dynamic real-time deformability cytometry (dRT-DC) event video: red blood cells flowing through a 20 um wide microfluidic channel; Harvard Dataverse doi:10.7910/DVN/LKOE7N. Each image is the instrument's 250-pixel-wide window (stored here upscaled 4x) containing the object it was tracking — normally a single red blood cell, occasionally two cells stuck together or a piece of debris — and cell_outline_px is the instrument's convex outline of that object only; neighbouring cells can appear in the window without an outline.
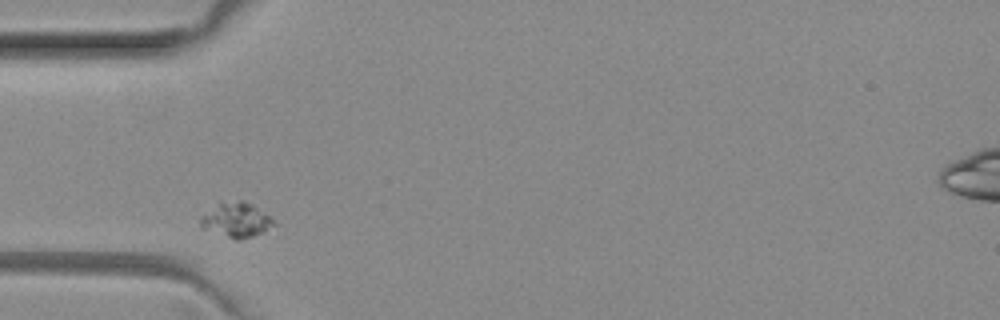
{"species": "common noctule bat (a hibernating species)", "species_latin": "Nyctalus noctula", "temperature_condition": "room temperature", "stored_images_in_passage": 2, "camera_frame_rate_fps": 3000, "um_per_image_px": 0.085, "animal": {"sex": "female", "body_mass_g": 29.2, "forearm_length_mm": 56.3}, "frame": {"image": 1, "passage_image": 1, "time_ms": 0.0, "image_size_px": [1000, 320], "cell_outline_px": [[276, 224], [264, 232], [240, 240], [236, 240], [200, 228], [200, 216], [204, 212], [220, 200], [244, 200], [252, 204], [268, 216]], "centroid_in_image_um": [20.01, 18.67], "position_along_channel_um": 65.0, "area_um2": 15.14}}
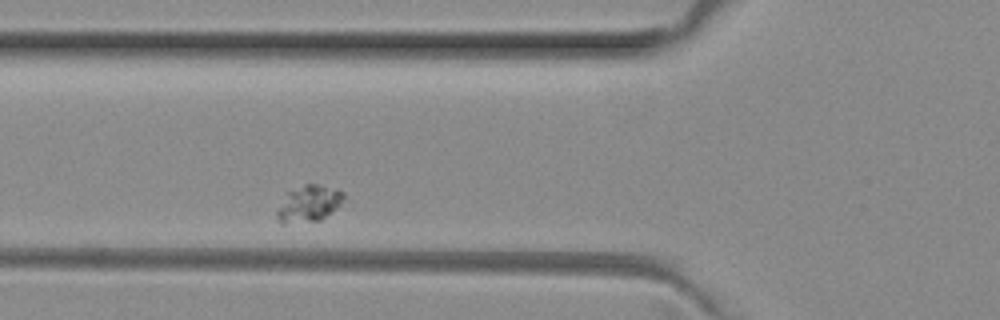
{"frame": {"image": 2, "passage_image": 2, "time_ms": 0.333, "image_size_px": [1000, 320], "cell_outline_px": [[344, 200], [336, 208], [320, 220], [284, 224], [280, 224], [276, 216], [276, 212], [288, 192], [304, 184], [316, 184], [336, 188], [344, 192]], "centroid_in_image_um": [26.25, 17.31], "position_along_channel_um": 99.5, "area_um2": 14.05}}